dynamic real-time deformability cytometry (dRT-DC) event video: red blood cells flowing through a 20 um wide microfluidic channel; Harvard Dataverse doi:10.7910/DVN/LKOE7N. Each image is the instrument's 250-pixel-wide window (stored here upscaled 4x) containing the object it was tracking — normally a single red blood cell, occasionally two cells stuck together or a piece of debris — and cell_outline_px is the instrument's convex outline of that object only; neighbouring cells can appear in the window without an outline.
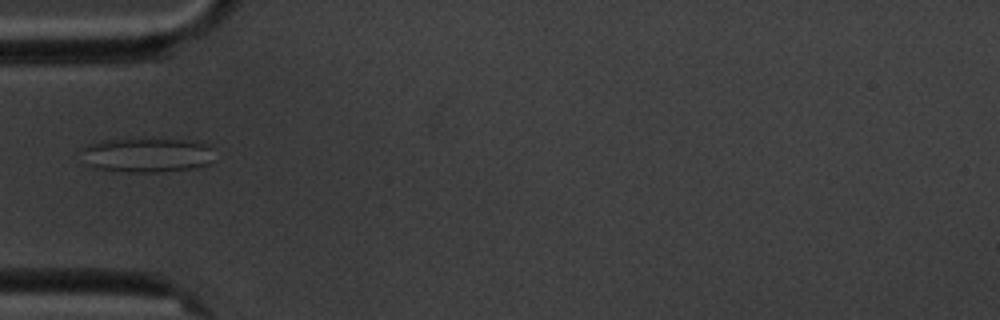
{"species": "common noctule bat (a hibernating species)", "species_latin": "Nyctalus noctula", "temperature_condition": "cold", "stored_images_in_passage": 8, "camera_frame_rate_fps": 3000, "um_per_image_px": 0.085, "animal": {"sex": "male", "body_mass_g": 20.1, "forearm_length_mm": 53.5}, "frame": {"image": 1, "passage_image": 5, "time_ms": 4.667, "image_size_px": [1000, 320], "cell_outline_px": [[212, 160], [208, 164], [192, 168], [160, 172], [128, 172], [96, 168], [80, 164], [84, 148], [88, 144], [100, 140], [192, 140], [204, 144], [212, 148]], "centroid_in_image_um": [12.42, 13.2], "position_along_channel_um": 72.6, "area_um2": 26.59}}
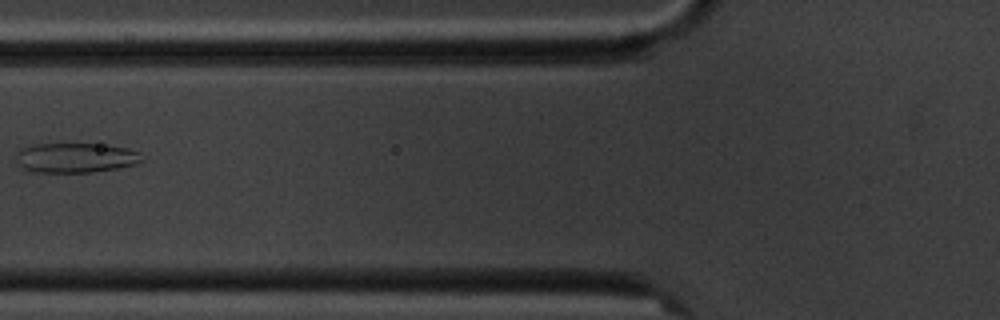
{"frame": {"image": 2, "passage_image": 6, "time_ms": 6.0, "image_size_px": [1000, 320], "cell_outline_px": [[144, 160], [136, 164], [116, 168], [92, 172], [36, 172], [24, 168], [20, 164], [16, 156], [16, 152], [20, 148], [32, 144], [108, 144], [128, 148], [140, 152]], "centroid_in_image_um": [6.47, 13.39], "position_along_channel_um": 119.3, "area_um2": 21.91}}